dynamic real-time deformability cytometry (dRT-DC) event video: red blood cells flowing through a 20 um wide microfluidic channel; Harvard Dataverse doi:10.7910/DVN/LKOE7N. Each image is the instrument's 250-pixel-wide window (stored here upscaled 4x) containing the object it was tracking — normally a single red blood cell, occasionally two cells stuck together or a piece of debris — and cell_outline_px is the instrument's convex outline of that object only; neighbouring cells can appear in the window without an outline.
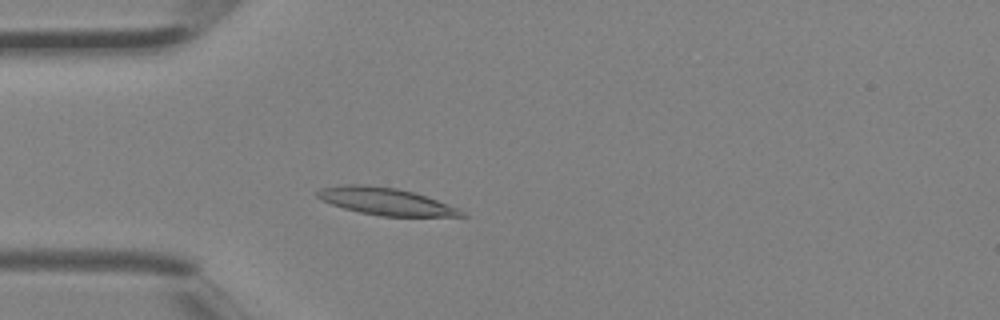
{"species": "Egyptian fruit bat (a non-hibernating species)", "species_latin": "Rousettus aegyptiacus", "temperature_condition": "room temperature", "stored_images_in_passage": 1, "camera_frame_rate_fps": 3000, "um_per_image_px": 0.085, "animal": {"sex": "female"}, "frame": {"image": 1, "passage_image": 1, "time_ms": 0.0, "image_size_px": [1000, 320], "cell_outline_px": [[468, 216], [380, 216], [360, 212], [344, 208], [320, 200], [316, 196], [316, 192], [320, 188], [344, 184], [364, 184], [396, 188], [416, 192], [456, 208], [464, 212]], "centroid_in_image_um": [32.73, 17.1], "position_along_channel_um": 52.3, "area_um2": 22.72}}